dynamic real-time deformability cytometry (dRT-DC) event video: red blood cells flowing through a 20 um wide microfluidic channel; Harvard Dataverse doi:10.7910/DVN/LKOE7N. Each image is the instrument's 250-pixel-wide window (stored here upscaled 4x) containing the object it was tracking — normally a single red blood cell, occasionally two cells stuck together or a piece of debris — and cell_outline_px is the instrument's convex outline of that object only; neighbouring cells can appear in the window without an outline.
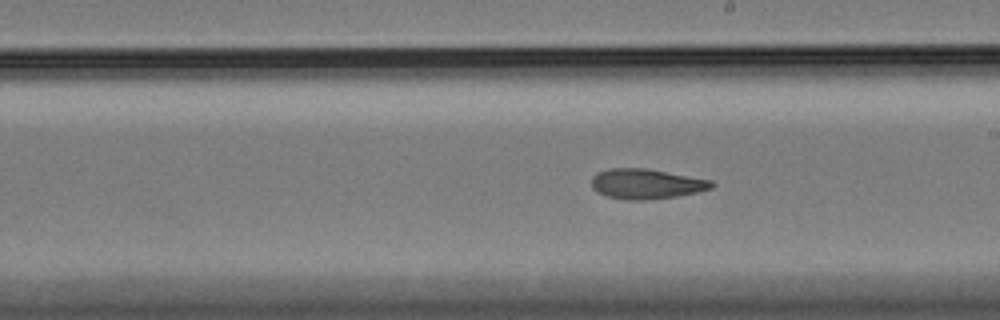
{"species": "Egyptian fruit bat (a non-hibernating species)", "species_latin": "Rousettus aegyptiacus", "temperature_condition": "cold", "stored_images_in_passage": 20, "camera_frame_rate_fps": 3000, "um_per_image_px": 0.085, "animal": {"sex": "female"}, "frame": {"image": 1, "passage_image": 17, "time_ms": 5.333, "image_size_px": [1000, 320], "cell_outline_px": [[716, 184], [712, 188], [696, 192], [676, 196], [644, 200], [624, 200], [608, 196], [596, 192], [592, 188], [592, 176], [596, 172], [612, 168], [644, 168], [712, 180]], "centroid_in_image_um": [54.91, 15.63], "position_along_channel_um": 234.1, "area_um2": 20.98}}